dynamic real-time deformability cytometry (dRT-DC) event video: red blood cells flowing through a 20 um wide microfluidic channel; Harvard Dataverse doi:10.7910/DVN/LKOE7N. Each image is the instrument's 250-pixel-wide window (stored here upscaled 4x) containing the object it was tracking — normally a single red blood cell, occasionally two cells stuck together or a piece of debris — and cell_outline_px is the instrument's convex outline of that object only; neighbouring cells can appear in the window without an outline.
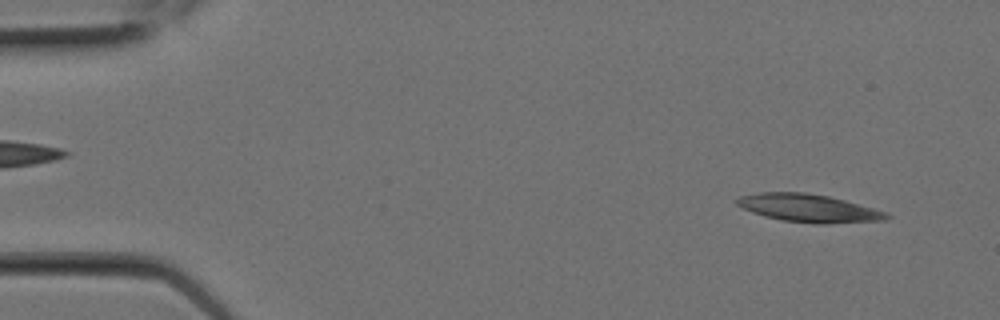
{"species": "Egyptian fruit bat (a non-hibernating species)", "species_latin": "Rousettus aegyptiacus", "temperature_condition": "room temperature", "stored_images_in_passage": 5, "camera_frame_rate_fps": 3000, "um_per_image_px": 0.085, "animal": {"sex": "female"}, "frame": {"image": 1, "passage_image": 1, "time_ms": 0.0, "image_size_px": [1000, 320], "cell_outline_px": [[892, 216], [888, 220], [824, 224], [816, 224], [780, 220], [764, 216], [752, 212], [736, 204], [732, 200], [740, 196], [760, 192], [804, 192], [828, 196], [844, 200], [872, 208], [884, 212]], "centroid_in_image_um": [68.7, 17.69], "position_along_channel_um": 16.3, "area_um2": 24.39}}
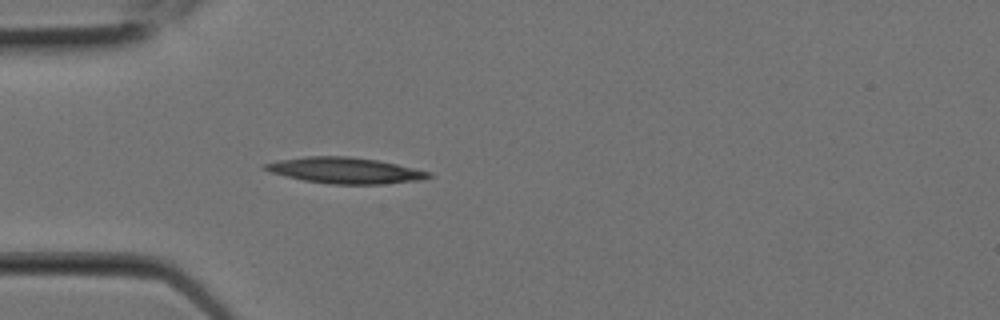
{"frame": {"image": 2, "passage_image": 5, "time_ms": 1.333, "image_size_px": [1000, 320], "cell_outline_px": [[436, 176], [424, 180], [384, 184], [332, 184], [304, 180], [268, 172], [260, 168], [260, 164], [280, 160], [308, 156], [348, 156], [376, 160], [396, 164], [432, 172]], "centroid_in_image_um": [29.35, 14.49], "position_along_channel_um": 55.7, "area_um2": 25.03}}